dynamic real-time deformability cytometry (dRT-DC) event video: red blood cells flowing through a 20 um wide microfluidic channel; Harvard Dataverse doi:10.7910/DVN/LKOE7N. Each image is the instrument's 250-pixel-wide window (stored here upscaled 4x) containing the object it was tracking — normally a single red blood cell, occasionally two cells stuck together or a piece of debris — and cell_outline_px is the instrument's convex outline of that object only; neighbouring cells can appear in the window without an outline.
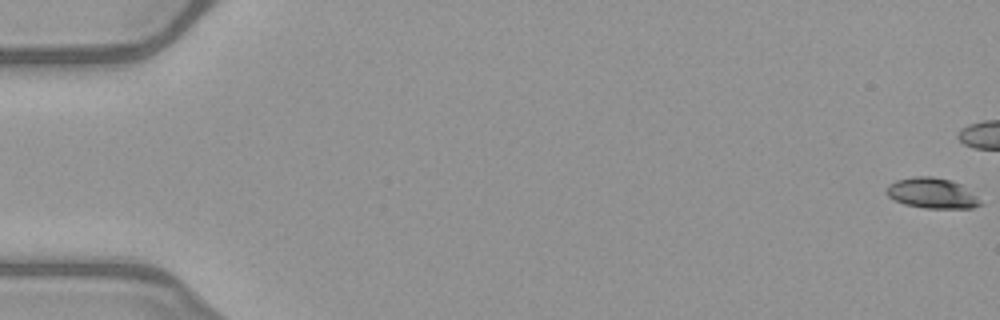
{"species": "common noctule bat (a hibernating species)", "species_latin": "Nyctalus noctula", "temperature_condition": "warm", "stored_images_in_passage": 42, "camera_frame_rate_fps": 3000, "um_per_image_px": 0.085, "animal": {"sex": "female", "body_mass_g": 21.9}, "frame": {"image": 1, "passage_image": 1, "time_ms": 0.0, "image_size_px": [1000, 320], "cell_outline_px": [[984, 204], [972, 208], [924, 208], [904, 204], [888, 196], [888, 184], [896, 180], [912, 176], [932, 176], [952, 180], [960, 184], [976, 196]], "centroid_in_image_um": [79.24, 16.41], "position_along_channel_um": 5.8, "area_um2": 16.59}}
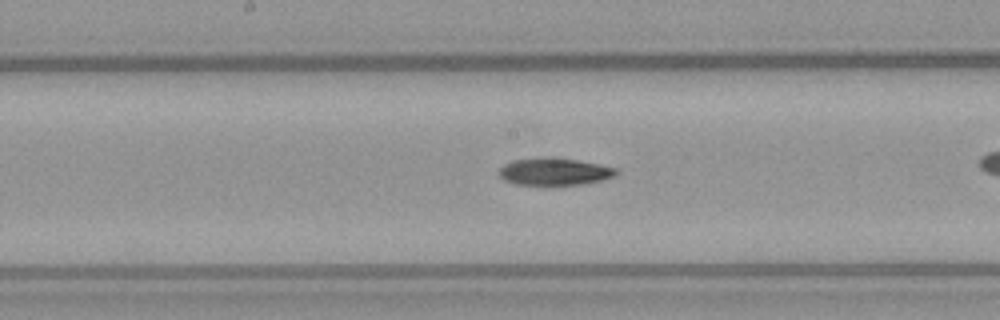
{"frame": {"image": 2, "passage_image": 28, "time_ms": 9.0, "image_size_px": [1000, 320], "cell_outline_px": [[620, 172], [612, 176], [600, 180], [584, 184], [516, 184], [504, 180], [496, 172], [504, 164], [512, 160], [552, 156], [576, 160], [616, 168]], "centroid_in_image_um": [47.07, 14.57], "position_along_channel_um": 201.1, "area_um2": 18.44}}
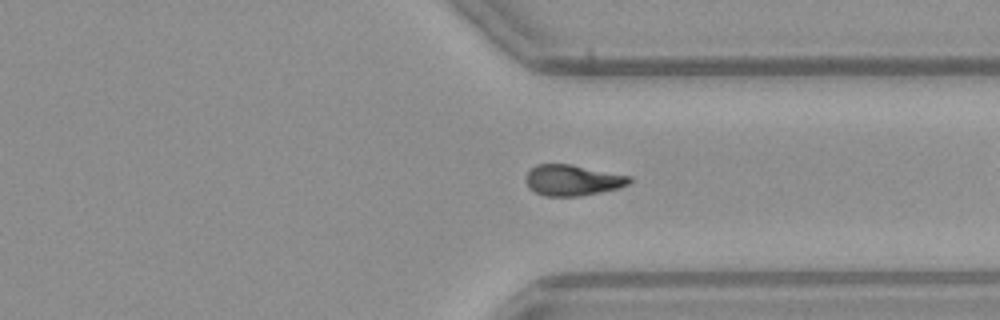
{"frame": {"image": 3, "passage_image": 40, "time_ms": 13.0, "image_size_px": [1000, 320], "cell_outline_px": [[632, 180], [628, 184], [620, 188], [580, 196], [544, 196], [528, 188], [528, 172], [536, 164], [572, 164], [632, 176]], "centroid_in_image_um": [48.72, 15.31], "position_along_channel_um": 362.7, "area_um2": 18.61}}